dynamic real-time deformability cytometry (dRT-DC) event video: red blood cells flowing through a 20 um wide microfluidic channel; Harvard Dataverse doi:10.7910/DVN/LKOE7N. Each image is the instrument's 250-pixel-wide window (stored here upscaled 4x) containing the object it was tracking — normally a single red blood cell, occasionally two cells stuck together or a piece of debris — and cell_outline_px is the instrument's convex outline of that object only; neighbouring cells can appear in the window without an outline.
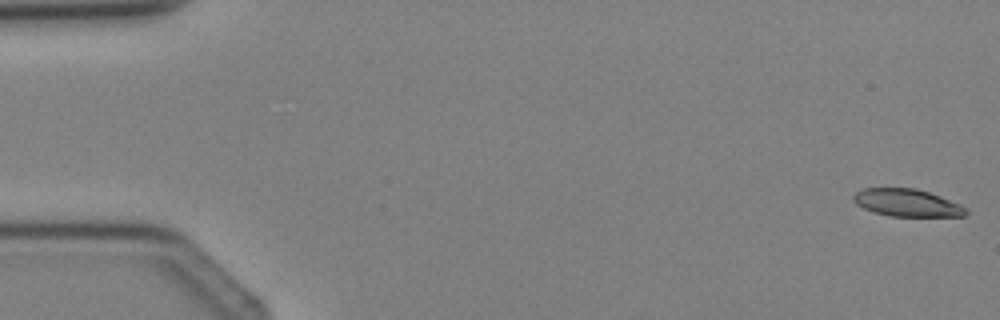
{"species": "Egyptian fruit bat (a non-hibernating species)", "species_latin": "Rousettus aegyptiacus", "temperature_condition": "cold", "stored_images_in_passage": 4, "camera_frame_rate_fps": 3000, "um_per_image_px": 0.085, "animal": {"sex": "female"}, "frame": {"image": 1, "passage_image": 1, "time_ms": 0.0, "image_size_px": [1000, 320], "cell_outline_px": [[968, 212], [964, 216], [888, 216], [872, 212], [856, 204], [852, 200], [852, 196], [856, 192], [864, 188], [916, 188], [940, 196], [960, 204], [968, 208]], "centroid_in_image_um": [77.08, 17.24], "position_along_channel_um": 7.9, "area_um2": 18.09}}
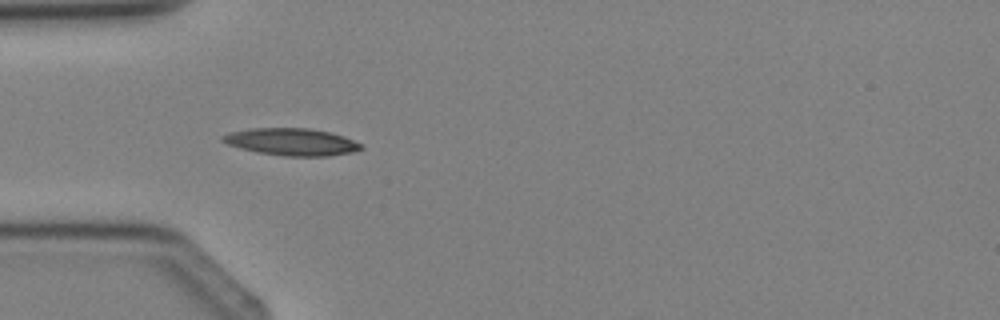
{"frame": {"image": 2, "passage_image": 4, "time_ms": 3.667, "image_size_px": [1000, 320], "cell_outline_px": [[364, 148], [352, 152], [328, 156], [284, 156], [256, 152], [240, 148], [228, 144], [220, 140], [220, 136], [228, 132], [252, 128], [308, 128], [328, 132], [344, 136], [364, 144]], "centroid_in_image_um": [24.78, 12.06], "position_along_channel_um": 60.2, "area_um2": 22.08}}